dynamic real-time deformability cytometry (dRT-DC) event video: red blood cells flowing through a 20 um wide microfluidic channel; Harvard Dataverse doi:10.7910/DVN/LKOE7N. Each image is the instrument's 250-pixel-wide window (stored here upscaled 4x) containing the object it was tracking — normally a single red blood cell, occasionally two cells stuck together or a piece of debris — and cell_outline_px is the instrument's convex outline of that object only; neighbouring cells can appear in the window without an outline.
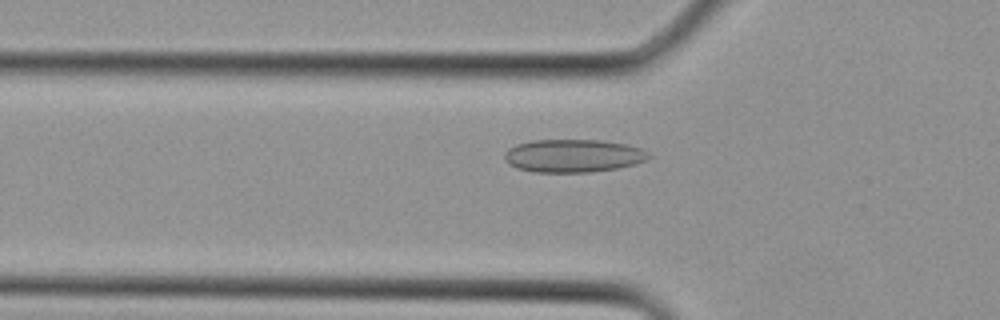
{"species": "Egyptian fruit bat (a non-hibernating species)", "species_latin": "Rousettus aegyptiacus", "temperature_condition": "cold", "stored_images_in_passage": 4, "camera_frame_rate_fps": 3000, "um_per_image_px": 0.085, "animal": {"sex": "female"}, "frame": {"image": 1, "passage_image": 4, "time_ms": 1.0, "image_size_px": [1000, 320], "cell_outline_px": [[652, 156], [636, 164], [616, 168], [592, 172], [536, 172], [516, 168], [508, 164], [504, 160], [504, 152], [508, 148], [516, 144], [532, 140], [600, 140], [628, 144], [640, 148], [648, 152]], "centroid_in_image_um": [48.7, 13.24], "position_along_channel_um": 77.1, "area_um2": 27.92}}